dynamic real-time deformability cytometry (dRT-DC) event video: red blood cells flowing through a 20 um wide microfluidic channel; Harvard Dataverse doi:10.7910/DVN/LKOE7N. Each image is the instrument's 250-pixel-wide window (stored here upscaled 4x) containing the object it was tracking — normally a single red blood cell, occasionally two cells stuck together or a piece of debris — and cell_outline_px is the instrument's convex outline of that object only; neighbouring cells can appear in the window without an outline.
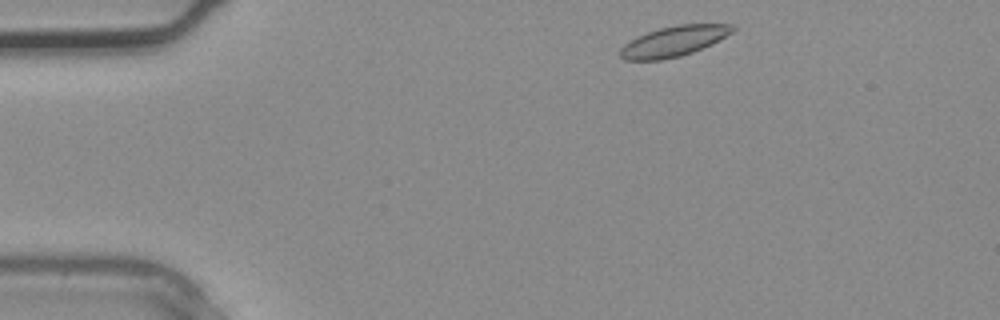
{"species": "common noctule bat (a hibernating species)", "species_latin": "Nyctalus noctula", "temperature_condition": "warm", "stored_images_in_passage": 2, "camera_frame_rate_fps": 3000, "um_per_image_px": 0.085, "animal": {"sex": "male", "body_mass_g": 20.4}, "frame": {"image": 1, "passage_image": 2, "time_ms": 0.333, "image_size_px": [1000, 320], "cell_outline_px": [[736, 28], [732, 32], [720, 40], [712, 44], [692, 52], [680, 56], [660, 60], [624, 60], [620, 56], [620, 48], [624, 44], [648, 32], [660, 28], [676, 24], [736, 24]], "centroid_in_image_um": [57.31, 3.5], "position_along_channel_um": 27.7, "area_um2": 19.77}}